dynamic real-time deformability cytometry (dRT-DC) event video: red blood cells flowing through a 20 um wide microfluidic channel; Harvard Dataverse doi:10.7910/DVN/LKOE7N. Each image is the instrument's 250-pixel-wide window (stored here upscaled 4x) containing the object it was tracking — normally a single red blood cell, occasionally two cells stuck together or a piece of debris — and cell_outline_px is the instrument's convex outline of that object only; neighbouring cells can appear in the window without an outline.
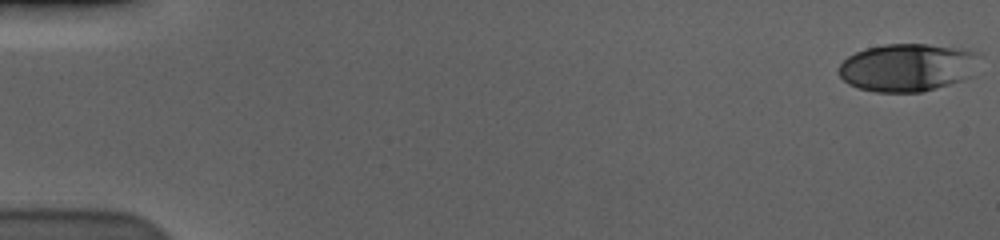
{"species": "human", "species_latin": "Homo sapiens", "temperature_condition": "cold", "stored_images_in_passage": 52, "camera_frame_rate_fps": 3000, "um_per_image_px": 0.085, "donor": {"sex": "male"}, "frame": {"image": 1, "passage_image": 1, "time_ms": 0.0, "image_size_px": [1000, 240], "cell_outline_px": [[980, 56], [972, 76], [948, 84], [920, 92], [876, 92], [860, 88], [848, 84], [836, 72], [836, 68], [848, 56], [856, 52], [868, 48], [884, 44], [928, 44], [960, 48], [980, 52]], "centroid_in_image_um": [77.13, 5.72], "position_along_channel_um": 7.9, "area_um2": 39.36}}
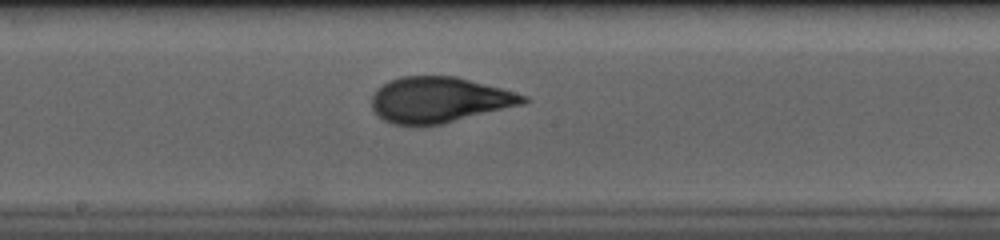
{"frame": {"image": 2, "passage_image": 32, "time_ms": 10.333, "image_size_px": [1000, 240], "cell_outline_px": [[528, 100], [524, 104], [440, 124], [392, 124], [384, 120], [372, 108], [372, 96], [376, 88], [392, 80], [404, 76], [456, 76], [500, 88], [528, 96]], "centroid_in_image_um": [37.33, 8.47], "position_along_channel_um": 210.9, "area_um2": 39.71}}
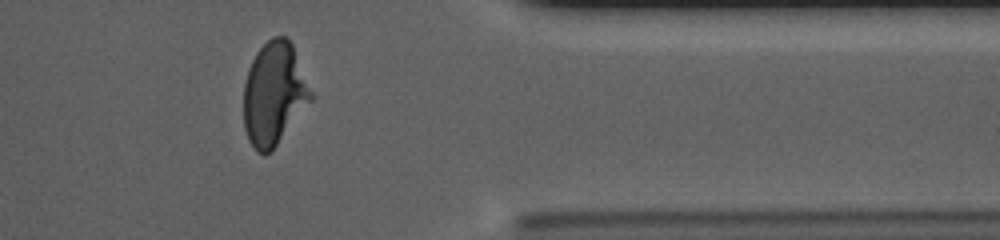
{"frame": {"image": 3, "passage_image": 48, "time_ms": 15.667, "image_size_px": [1000, 240], "cell_outline_px": [[312, 100], [272, 152], [264, 156], [256, 152], [248, 140], [244, 128], [244, 84], [248, 68], [256, 52], [272, 36], [284, 36], [292, 44], [312, 92]], "centroid_in_image_um": [23.28, 8.02], "position_along_channel_um": 388.1, "area_um2": 40.52}}